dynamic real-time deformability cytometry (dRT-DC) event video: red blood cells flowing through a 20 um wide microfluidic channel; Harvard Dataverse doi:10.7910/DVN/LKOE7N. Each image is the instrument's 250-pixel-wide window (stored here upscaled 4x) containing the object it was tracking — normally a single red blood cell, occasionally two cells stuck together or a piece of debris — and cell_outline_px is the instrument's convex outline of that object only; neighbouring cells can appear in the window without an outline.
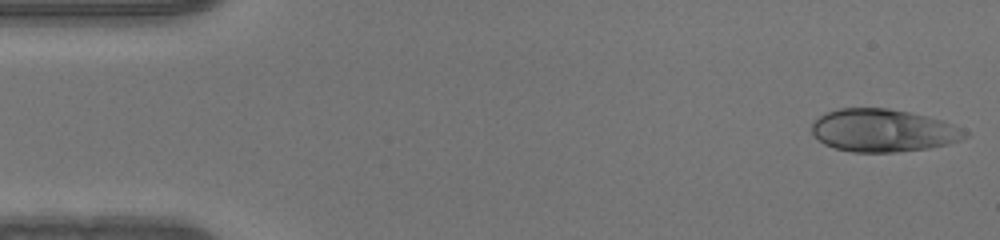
{"species": "human", "species_latin": "Homo sapiens", "temperature_condition": "warm", "stored_images_in_passage": 48, "camera_frame_rate_fps": 3000, "um_per_image_px": 0.085, "donor": {"sex": "male"}, "frame": {"image": 1, "passage_image": 1, "time_ms": 0.0, "image_size_px": [1000, 240], "cell_outline_px": [[968, 136], [960, 140], [948, 144], [928, 148], [896, 152], [852, 152], [836, 148], [824, 144], [812, 132], [812, 124], [824, 112], [840, 108], [888, 108], [908, 112], [940, 120], [968, 132]], "centroid_in_image_um": [75.04, 11.09], "position_along_channel_um": 10.0, "area_um2": 37.74}}
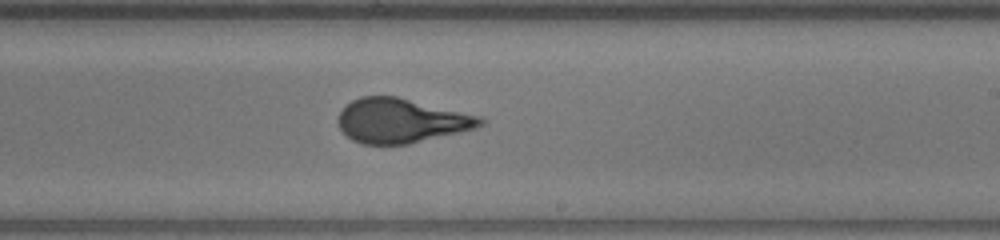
{"frame": {"image": 2, "passage_image": 28, "time_ms": 9.0, "image_size_px": [1000, 240], "cell_outline_px": [[484, 124], [476, 128], [408, 144], [364, 144], [352, 140], [340, 128], [336, 120], [340, 112], [352, 100], [360, 96], [396, 96], [484, 116]], "centroid_in_image_um": [34.12, 10.25], "position_along_channel_um": 254.9, "area_um2": 36.82}}
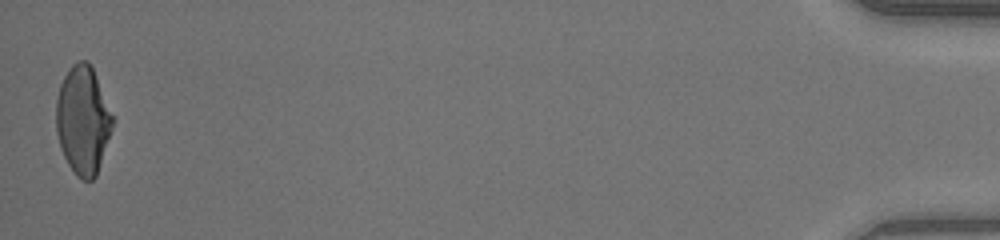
{"frame": {"image": 3, "passage_image": 48, "time_ms": 15.667, "image_size_px": [1000, 240], "cell_outline_px": [[112, 128], [96, 176], [92, 180], [84, 180], [76, 176], [68, 164], [60, 148], [56, 132], [56, 100], [60, 84], [68, 68], [72, 64], [80, 60], [88, 60], [92, 68], [112, 116]], "centroid_in_image_um": [7.01, 10.22], "position_along_channel_um": 428.2, "area_um2": 35.14}}